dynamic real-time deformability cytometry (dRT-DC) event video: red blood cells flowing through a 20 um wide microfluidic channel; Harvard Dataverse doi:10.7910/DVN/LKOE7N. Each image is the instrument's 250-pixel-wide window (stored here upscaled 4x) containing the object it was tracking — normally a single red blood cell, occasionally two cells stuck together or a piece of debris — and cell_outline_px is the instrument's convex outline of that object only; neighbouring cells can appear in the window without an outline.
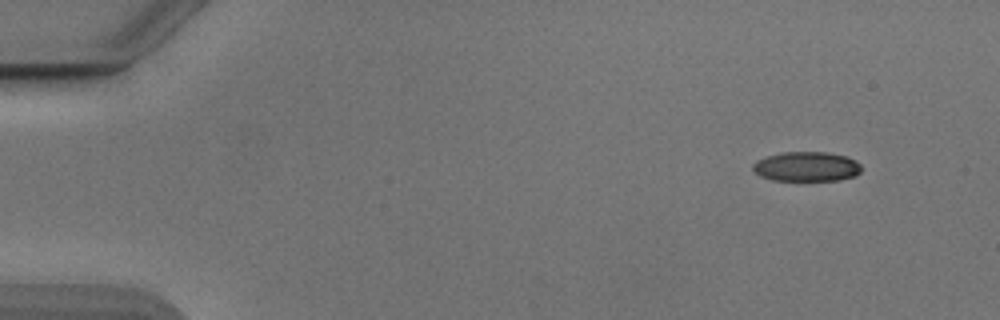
{"species": "Egyptian fruit bat (a non-hibernating species)", "species_latin": "Rousettus aegyptiacus", "temperature_condition": "cold", "stored_images_in_passage": 49, "camera_frame_rate_fps": 3000, "um_per_image_px": 0.085, "animal": {"sex": "male"}, "frame": {"image": 1, "passage_image": 1, "time_ms": 0.0, "image_size_px": [1000, 320], "cell_outline_px": [[860, 172], [856, 176], [840, 180], [772, 180], [760, 176], [752, 168], [752, 164], [756, 160], [764, 156], [780, 152], [828, 152], [848, 156], [856, 160], [860, 164]], "centroid_in_image_um": [68.55, 14.14], "position_along_channel_um": 16.4, "area_um2": 19.02}}
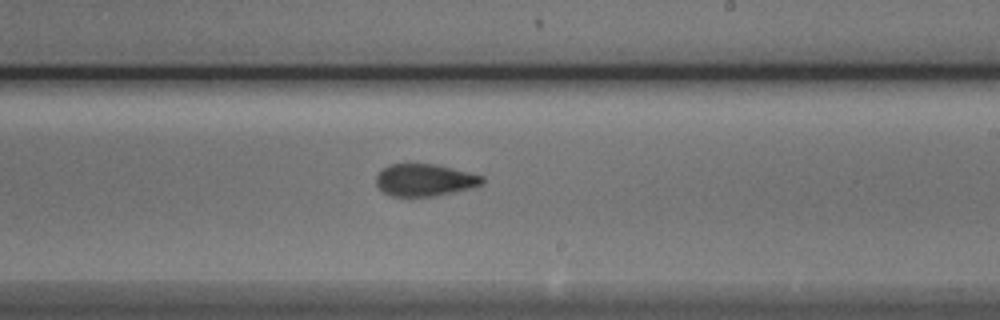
{"frame": {"image": 2, "passage_image": 28, "time_ms": 9.0, "image_size_px": [1000, 320], "cell_outline_px": [[484, 184], [472, 188], [456, 192], [436, 196], [392, 196], [384, 192], [376, 184], [376, 176], [384, 168], [392, 164], [432, 164], [452, 168], [484, 176]], "centroid_in_image_um": [36.14, 15.31], "position_along_channel_um": 252.9, "area_um2": 19.83}}
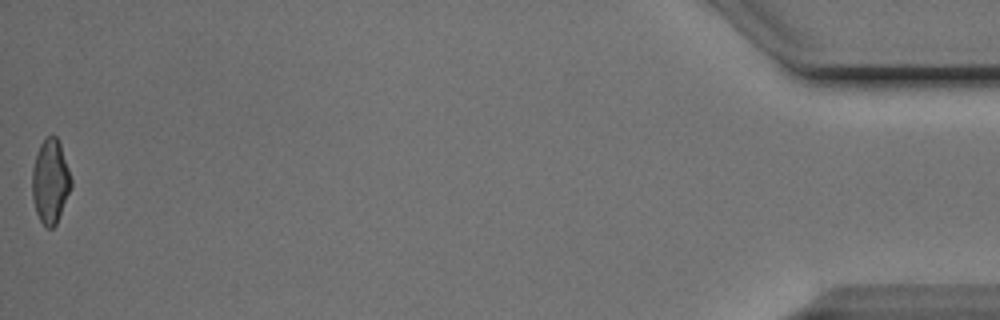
{"frame": {"image": 3, "passage_image": 49, "time_ms": 16.0, "image_size_px": [1000, 320], "cell_outline_px": [[72, 188], [56, 224], [52, 228], [48, 228], [40, 220], [36, 212], [32, 200], [32, 168], [36, 152], [40, 144], [48, 136], [56, 136], [60, 144], [72, 180]], "centroid_in_image_um": [4.27, 15.43], "position_along_channel_um": 430.9, "area_um2": 19.13}, "authors_computed_cell_mechanics": {"area_um2": 20.23, "velocity_mm_per_s": 3.9009, "shape_relaxation_time_tau1_ms": 5.3498, "shape_relaxation_time_tau2_ms": 2.0159, "deformation_change_tau1": 0.1309, "deformation_change_tau2": 0.0772}}